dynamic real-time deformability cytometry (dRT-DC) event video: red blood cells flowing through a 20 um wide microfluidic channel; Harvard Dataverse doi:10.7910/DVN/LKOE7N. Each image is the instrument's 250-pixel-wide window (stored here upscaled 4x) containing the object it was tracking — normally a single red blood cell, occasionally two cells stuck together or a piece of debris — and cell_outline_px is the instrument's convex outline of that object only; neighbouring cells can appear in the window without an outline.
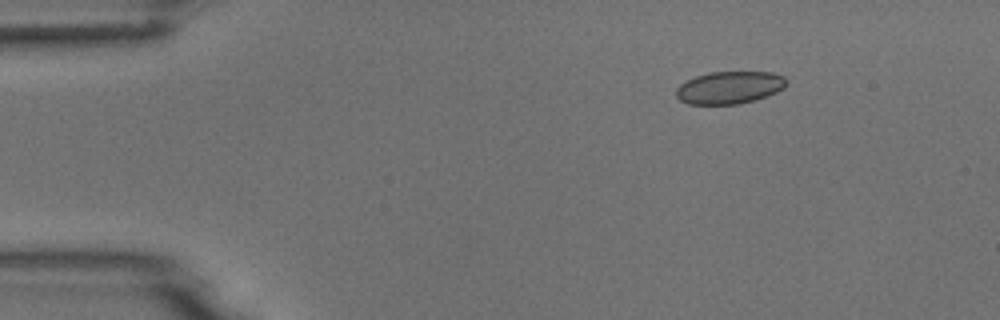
{"species": "common noctule bat (a hibernating species)", "species_latin": "Nyctalus noctula", "temperature_condition": "room temperature", "stored_images_in_passage": 6, "camera_frame_rate_fps": 3000, "um_per_image_px": 0.085, "animal": {"sex": "male", "body_mass_g": 18.8}, "frame": {"image": 1, "passage_image": 3, "time_ms": 2.333, "image_size_px": [1000, 320], "cell_outline_px": [[788, 84], [784, 88], [776, 92], [756, 100], [740, 104], [688, 104], [680, 100], [676, 96], [676, 88], [680, 84], [696, 76], [708, 72], [772, 72], [784, 76], [788, 80]], "centroid_in_image_um": [62.03, 7.44], "position_along_channel_um": 23.0, "area_um2": 21.04}}
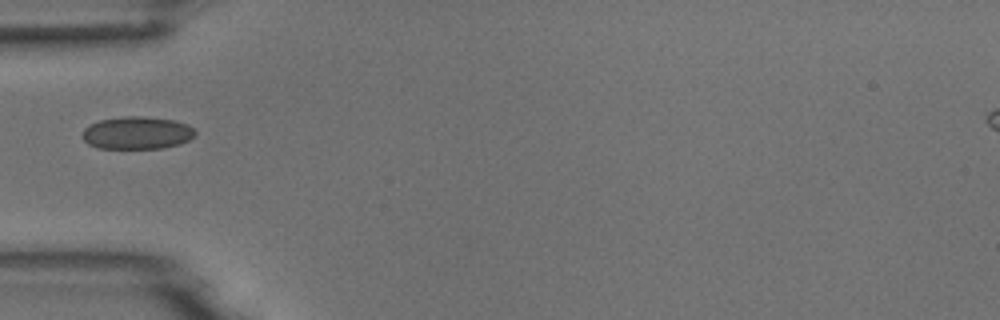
{"frame": {"image": 2, "passage_image": 6, "time_ms": 5.667, "image_size_px": [1000, 320], "cell_outline_px": [[196, 132], [188, 140], [180, 144], [164, 148], [100, 148], [88, 144], [80, 136], [84, 128], [100, 120], [124, 116], [140, 116], [172, 120], [188, 124]], "centroid_in_image_um": [11.62, 11.3], "position_along_channel_um": 73.4, "area_um2": 21.33}}